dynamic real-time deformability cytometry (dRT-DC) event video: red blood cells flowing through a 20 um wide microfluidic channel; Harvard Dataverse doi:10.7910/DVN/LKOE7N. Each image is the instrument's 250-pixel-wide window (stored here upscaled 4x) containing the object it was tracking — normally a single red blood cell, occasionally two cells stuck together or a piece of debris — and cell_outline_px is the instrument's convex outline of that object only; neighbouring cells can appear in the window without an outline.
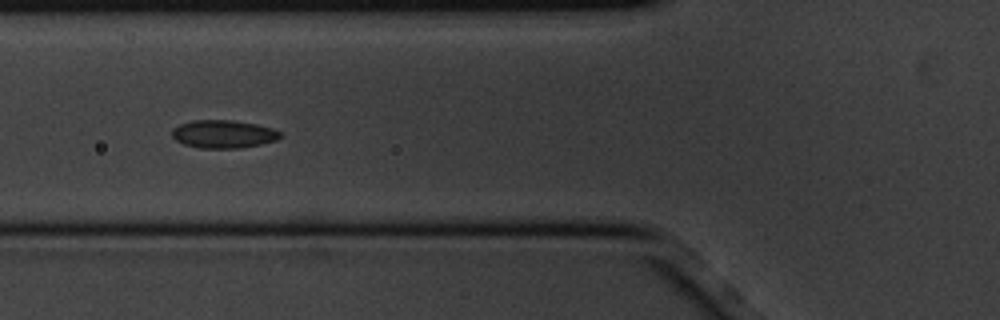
{"species": "common noctule bat (a hibernating species)", "species_latin": "Nyctalus noctula", "temperature_condition": "cold", "stored_images_in_passage": 9, "camera_frame_rate_fps": 3000, "um_per_image_px": 0.085, "animal": {"sex": "male", "body_mass_g": 20.1, "forearm_length_mm": 53.5}, "frame": {"image": 1, "passage_image": 6, "time_ms": 1.667, "image_size_px": [1000, 320], "cell_outline_px": [[284, 136], [276, 140], [260, 144], [240, 148], [200, 148], [184, 144], [176, 140], [172, 136], [172, 128], [180, 124], [192, 120], [232, 120], [256, 124], [272, 128], [280, 132]], "centroid_in_image_um": [18.99, 11.39], "position_along_channel_um": 106.8, "area_um2": 17.69}}
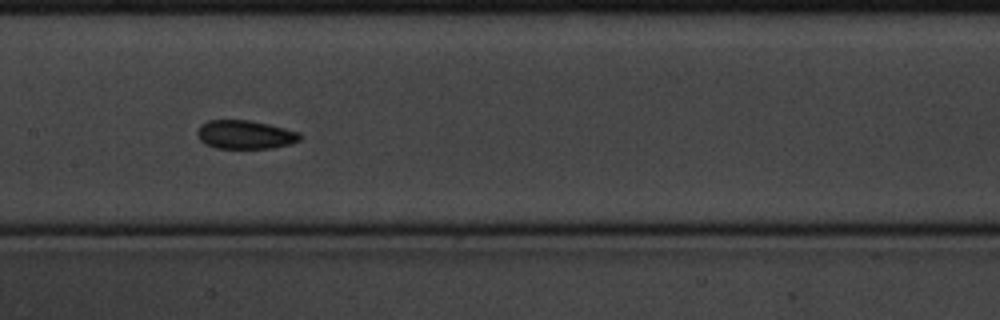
{"frame": {"image": 2, "passage_image": 8, "time_ms": 2.333, "image_size_px": [1000, 320], "cell_outline_px": [[300, 140], [288, 144], [272, 148], [216, 148], [204, 144], [200, 140], [196, 132], [200, 124], [208, 120], [248, 120], [268, 124], [300, 132]], "centroid_in_image_um": [20.79, 11.44], "position_along_channel_um": 186.6, "area_um2": 17.11}}
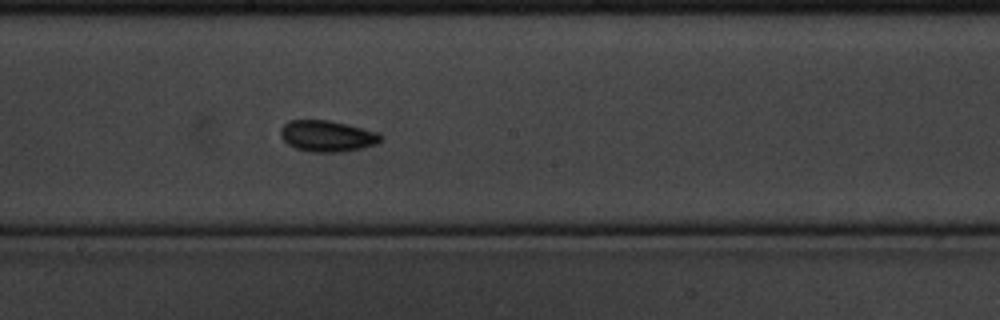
{"frame": {"image": 3, "passage_image": 9, "time_ms": 2.667, "image_size_px": [1000, 320], "cell_outline_px": [[384, 136], [376, 144], [360, 148], [340, 152], [312, 152], [296, 148], [288, 144], [280, 136], [280, 128], [288, 120], [332, 120], [348, 124], [376, 132]], "centroid_in_image_um": [27.79, 11.55], "position_along_channel_um": 220.4, "area_um2": 18.21}}